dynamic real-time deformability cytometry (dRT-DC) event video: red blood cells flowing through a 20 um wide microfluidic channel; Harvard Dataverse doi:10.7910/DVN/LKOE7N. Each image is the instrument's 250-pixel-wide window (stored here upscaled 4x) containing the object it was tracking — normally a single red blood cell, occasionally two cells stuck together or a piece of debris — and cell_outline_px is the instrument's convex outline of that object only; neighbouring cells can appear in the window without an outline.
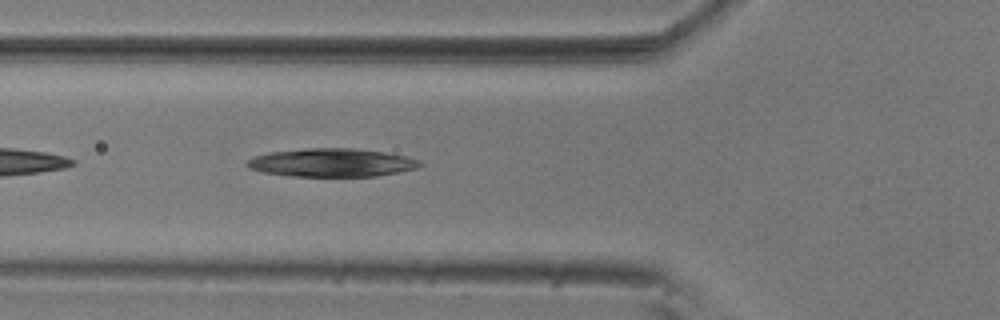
{"species": "common noctule bat (a hibernating species)", "species_latin": "Nyctalus noctula", "temperature_condition": "room temperature", "stored_images_in_passage": 15, "camera_frame_rate_fps": 3000, "um_per_image_px": 0.085, "animal": {"sex": "male", "body_mass_g": 20.5, "forearm_length_mm": 52.5}, "frame": {"image": 1, "passage_image": 5, "time_ms": 1.333, "image_size_px": [1000, 320], "cell_outline_px": [[424, 164], [416, 168], [376, 176], [288, 176], [264, 172], [248, 168], [244, 164], [252, 156], [268, 152], [308, 148], [356, 148], [384, 152], [404, 156], [420, 160]], "centroid_in_image_um": [28.15, 13.82], "position_along_channel_um": 97.7, "area_um2": 28.55}}
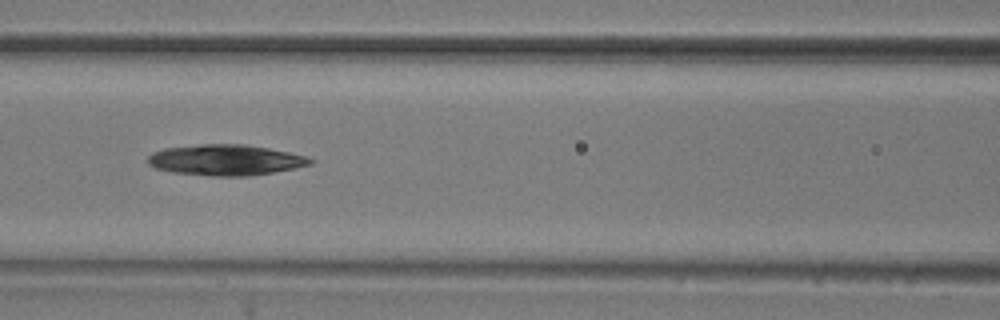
{"frame": {"image": 2, "passage_image": 9, "time_ms": 2.667, "image_size_px": [1000, 320], "cell_outline_px": [[316, 160], [312, 164], [272, 172], [248, 176], [212, 176], [172, 172], [156, 168], [148, 164], [148, 156], [152, 152], [164, 148], [200, 144], [244, 144], [268, 148], [288, 152], [304, 156]], "centroid_in_image_um": [19.14, 13.59], "position_along_channel_um": 147.5, "area_um2": 29.02}}